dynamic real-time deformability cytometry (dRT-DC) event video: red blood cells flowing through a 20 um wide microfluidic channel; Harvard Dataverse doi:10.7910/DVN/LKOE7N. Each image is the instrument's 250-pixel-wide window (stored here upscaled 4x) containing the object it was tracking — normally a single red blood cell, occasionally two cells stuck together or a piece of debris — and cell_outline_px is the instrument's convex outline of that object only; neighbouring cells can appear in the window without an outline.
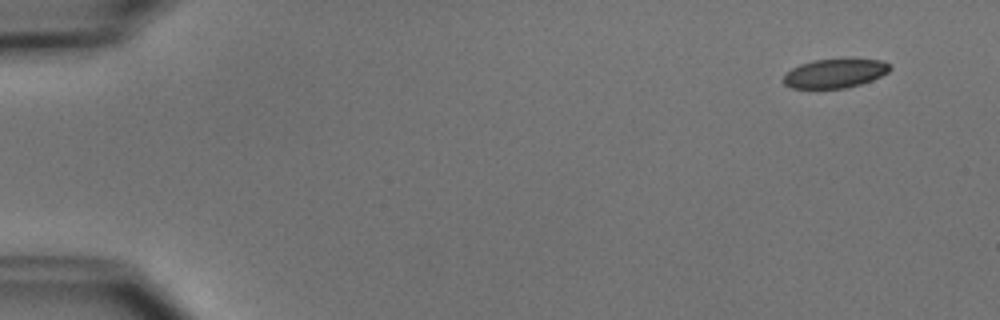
{"species": "common noctule bat (a hibernating species)", "species_latin": "Nyctalus noctula", "temperature_condition": "cold", "stored_images_in_passage": 4, "camera_frame_rate_fps": 3000, "um_per_image_px": 0.085, "animal": {"sex": "male", "body_mass_g": 15.6}, "frame": {"image": 1, "passage_image": 1, "time_ms": 0.0, "image_size_px": [1000, 320], "cell_outline_px": [[892, 68], [888, 72], [872, 80], [860, 84], [844, 88], [792, 88], [784, 84], [784, 76], [792, 68], [800, 64], [812, 60], [880, 60], [888, 64]], "centroid_in_image_um": [70.95, 6.25], "position_along_channel_um": 14.1, "area_um2": 17.57}}
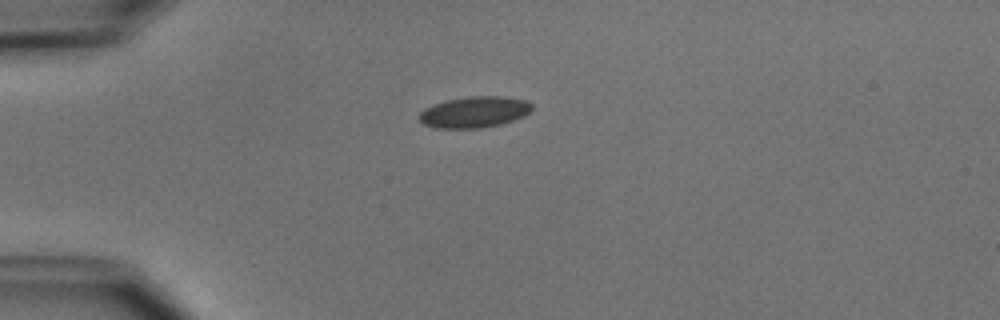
{"frame": {"image": 2, "passage_image": 4, "time_ms": 3.333, "image_size_px": [1000, 320], "cell_outline_px": [[532, 108], [524, 116], [500, 124], [480, 128], [432, 128], [424, 124], [420, 120], [420, 112], [424, 108], [432, 104], [448, 100], [468, 96], [504, 96], [524, 100], [532, 104]], "centroid_in_image_um": [40.29, 9.52], "position_along_channel_um": 44.7, "area_um2": 20.4}}